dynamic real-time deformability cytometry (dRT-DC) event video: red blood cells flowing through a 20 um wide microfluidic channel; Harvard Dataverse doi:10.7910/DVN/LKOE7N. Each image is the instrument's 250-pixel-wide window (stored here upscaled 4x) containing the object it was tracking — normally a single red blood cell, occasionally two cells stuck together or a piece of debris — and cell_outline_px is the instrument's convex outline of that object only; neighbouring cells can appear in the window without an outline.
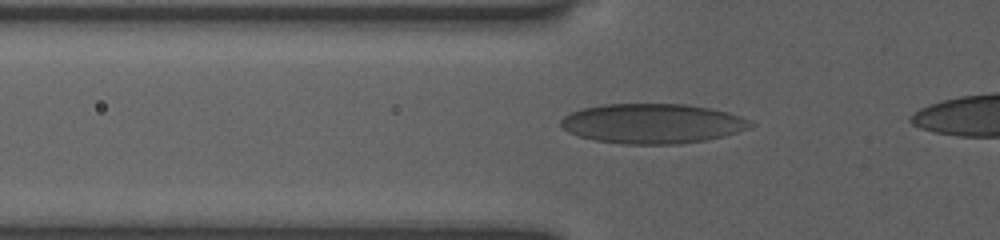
{"species": "human", "species_latin": "Homo sapiens", "temperature_condition": "room temperature", "stored_images_in_passage": 34, "camera_frame_rate_fps": 3000, "um_per_image_px": 0.085, "donor": {"sex": "female"}, "frame": {"image": 1, "passage_image": 5, "time_ms": 1.333, "image_size_px": [1000, 240], "cell_outline_px": [[756, 124], [748, 128], [724, 136], [704, 140], [680, 144], [620, 144], [592, 140], [568, 132], [560, 124], [560, 120], [564, 116], [580, 108], [604, 104], [688, 104], [728, 112], [740, 116]], "centroid_in_image_um": [55.43, 10.5], "position_along_channel_um": 70.4, "area_um2": 44.04}}
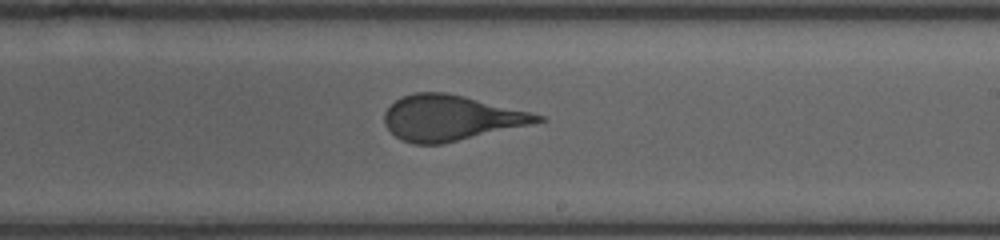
{"frame": {"image": 2, "passage_image": 19, "time_ms": 6.0, "image_size_px": [1000, 240], "cell_outline_px": [[548, 120], [532, 124], [440, 144], [412, 144], [400, 140], [384, 124], [384, 112], [400, 96], [416, 92], [444, 92], [464, 96], [544, 116]], "centroid_in_image_um": [38.27, 10.02], "position_along_channel_um": 250.7, "area_um2": 40.11}}
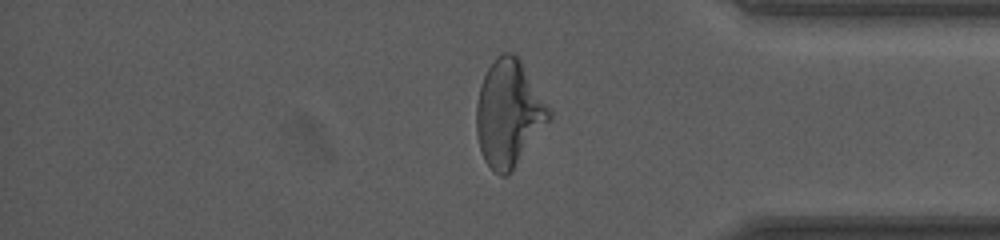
{"frame": {"image": 3, "passage_image": 31, "time_ms": 10.0, "image_size_px": [1000, 240], "cell_outline_px": [[552, 120], [512, 172], [508, 176], [500, 176], [484, 160], [480, 152], [476, 132], [476, 104], [480, 84], [488, 68], [504, 52], [516, 52], [552, 112]], "centroid_in_image_um": [43.27, 9.68], "position_along_channel_um": 391.9, "area_um2": 45.55}}